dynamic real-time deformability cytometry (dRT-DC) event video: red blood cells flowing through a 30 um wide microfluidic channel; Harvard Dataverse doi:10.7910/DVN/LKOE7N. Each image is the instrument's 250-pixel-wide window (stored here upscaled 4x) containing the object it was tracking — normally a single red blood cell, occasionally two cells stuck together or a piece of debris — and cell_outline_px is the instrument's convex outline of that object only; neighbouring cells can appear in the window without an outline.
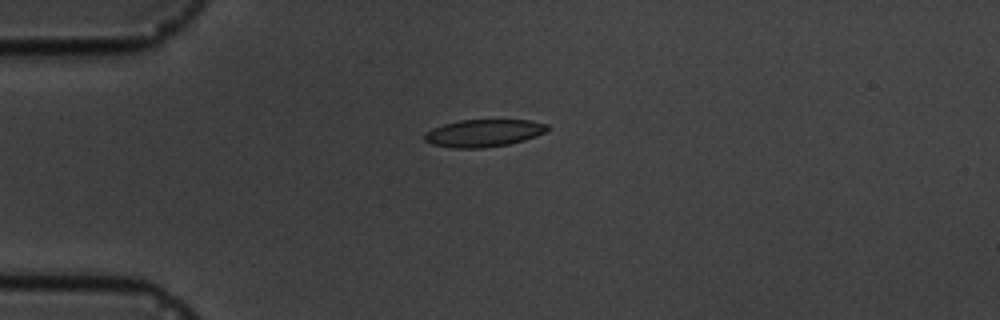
{"species": "common noctule bat (a hibernating species)", "species_latin": "Nyctalus noctula", "temperature_condition": "cold", "stored_images_in_passage": 7, "camera_frame_rate_fps": 3000, "um_per_image_px": 0.085, "animal": {"sex": "male", "body_mass_g": 19.5, "forearm_length_mm": 54.6}, "frame": {"image": 1, "passage_image": 5, "time_ms": 4.667, "image_size_px": [1000, 320], "cell_outline_px": [[548, 132], [524, 140], [508, 144], [480, 148], [452, 148], [432, 144], [424, 140], [424, 132], [432, 128], [444, 124], [460, 120], [532, 120], [548, 124]], "centroid_in_image_um": [41.12, 11.31], "position_along_channel_um": 43.9, "area_um2": 19.71}}
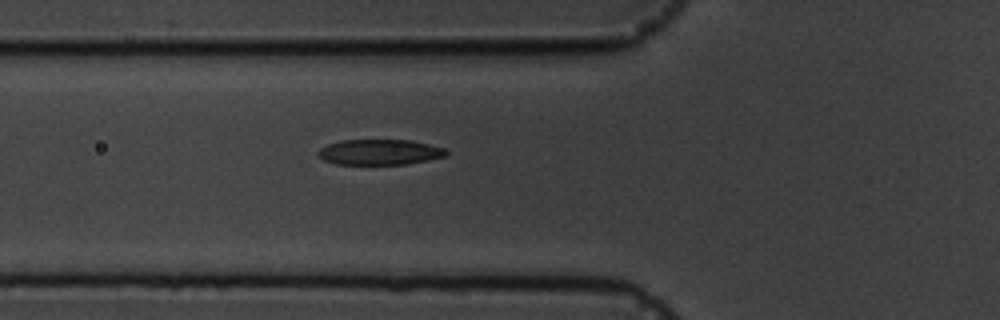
{"frame": {"image": 2, "passage_image": 7, "time_ms": 6.667, "image_size_px": [1000, 320], "cell_outline_px": [[448, 152], [444, 156], [428, 160], [408, 164], [336, 164], [324, 160], [316, 152], [320, 148], [328, 144], [344, 140], [408, 140], [428, 144], [444, 148]], "centroid_in_image_um": [32.26, 12.93], "position_along_channel_um": 93.5, "area_um2": 18.84}}